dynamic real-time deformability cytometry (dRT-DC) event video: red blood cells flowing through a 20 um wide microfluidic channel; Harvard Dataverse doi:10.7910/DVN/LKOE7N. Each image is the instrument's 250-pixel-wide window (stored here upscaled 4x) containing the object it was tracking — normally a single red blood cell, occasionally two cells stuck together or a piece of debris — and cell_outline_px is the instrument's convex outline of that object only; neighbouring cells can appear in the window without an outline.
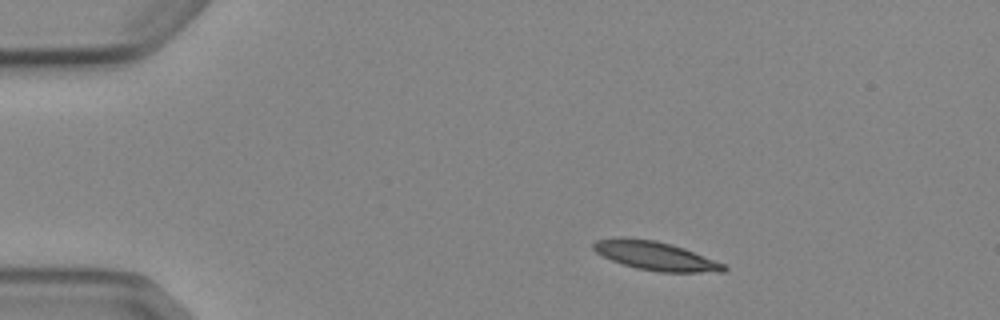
{"species": "Egyptian fruit bat (a non-hibernating species)", "species_latin": "Rousettus aegyptiacus", "temperature_condition": "cold", "stored_images_in_passage": 4, "segment_of_instrument_passage": [1, 2], "camera_frame_rate_fps": 3000, "um_per_image_px": 0.085, "animal": {"sex": "female"}, "frame": {"image": 1, "passage_image": 1, "time_ms": 0.0, "image_size_px": [1000, 320], "cell_outline_px": [[728, 268], [724, 272], [660, 272], [636, 268], [612, 260], [596, 252], [592, 248], [592, 244], [596, 240], [620, 236], [624, 236], [656, 240], [684, 248], [724, 264]], "centroid_in_image_um": [55.68, 21.73], "position_along_channel_um": 29.3, "area_um2": 21.85}}